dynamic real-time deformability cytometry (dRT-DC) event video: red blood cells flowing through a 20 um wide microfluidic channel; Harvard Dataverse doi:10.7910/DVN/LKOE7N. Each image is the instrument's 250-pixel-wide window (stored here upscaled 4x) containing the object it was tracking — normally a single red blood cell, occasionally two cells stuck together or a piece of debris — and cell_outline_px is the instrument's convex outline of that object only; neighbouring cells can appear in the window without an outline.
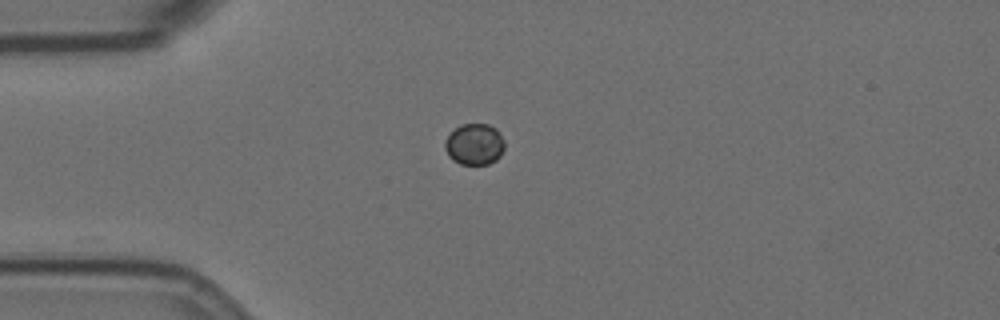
{"species": "Egyptian fruit bat (a non-hibernating species)", "species_latin": "Rousettus aegyptiacus", "temperature_condition": "room temperature", "stored_images_in_passage": 10, "camera_frame_rate_fps": 3000, "um_per_image_px": 0.085, "animal": {"sex": "female"}, "frame": {"image": 1, "passage_image": 1, "time_ms": 0.0, "image_size_px": [1000, 320], "cell_outline_px": [[504, 148], [500, 156], [496, 160], [488, 164], [460, 164], [452, 160], [448, 156], [444, 148], [444, 140], [460, 124], [488, 124], [496, 128], [504, 140]], "centroid_in_image_um": [40.32, 12.27], "position_along_channel_um": 44.7, "area_um2": 14.45}}
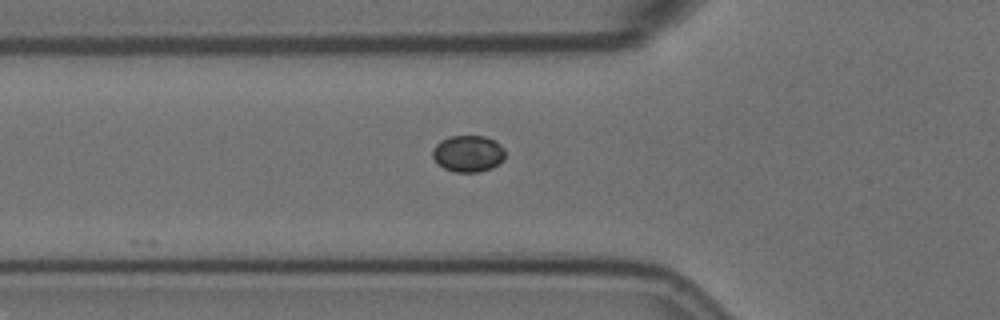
{"frame": {"image": 2, "passage_image": 6, "time_ms": 1.667, "image_size_px": [1000, 320], "cell_outline_px": [[504, 160], [492, 168], [480, 172], [456, 172], [444, 168], [436, 164], [432, 156], [432, 148], [440, 140], [448, 136], [484, 136], [496, 140], [504, 148]], "centroid_in_image_um": [39.77, 13.05], "position_along_channel_um": 86.0, "area_um2": 15.78}}
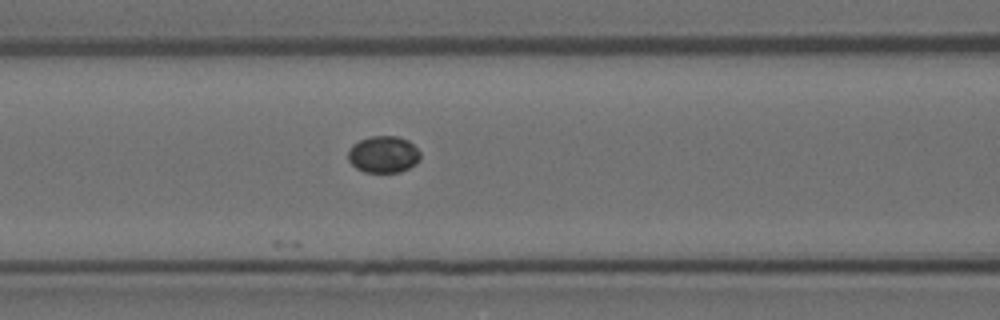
{"frame": {"image": 3, "passage_image": 10, "time_ms": 3.0, "image_size_px": [1000, 320], "cell_outline_px": [[420, 160], [416, 164], [400, 172], [364, 172], [356, 168], [348, 160], [348, 148], [352, 144], [360, 140], [372, 136], [396, 136], [408, 140], [420, 152]], "centroid_in_image_um": [32.58, 13.12], "position_along_channel_um": 134.0, "area_um2": 15.55}}